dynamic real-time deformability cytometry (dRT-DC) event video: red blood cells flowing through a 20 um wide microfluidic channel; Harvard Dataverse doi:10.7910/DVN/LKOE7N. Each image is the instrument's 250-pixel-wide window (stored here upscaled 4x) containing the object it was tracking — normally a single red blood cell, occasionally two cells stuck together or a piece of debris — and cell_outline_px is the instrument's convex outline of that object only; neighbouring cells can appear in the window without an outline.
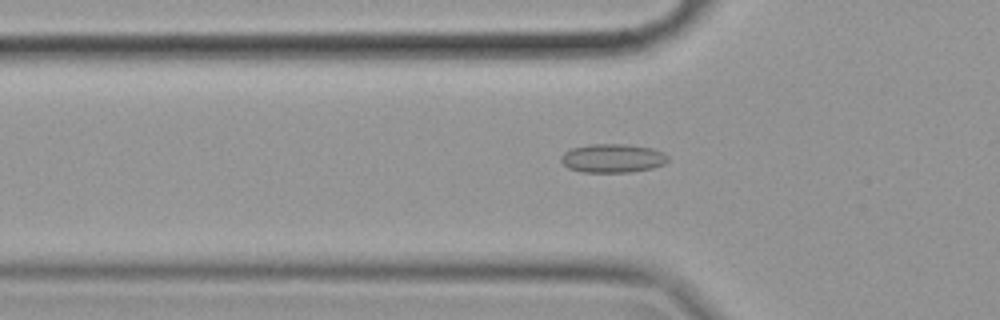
{"species": "common noctule bat (a hibernating species)", "species_latin": "Nyctalus noctula", "temperature_condition": "cold", "stored_images_in_passage": 52, "camera_frame_rate_fps": 3000, "um_per_image_px": 0.085, "animal": {"sex": "female", "body_mass_g": 19.9}, "frame": {"image": 1, "passage_image": 14, "time_ms": 4.333, "image_size_px": [1000, 320], "cell_outline_px": [[668, 160], [664, 164], [652, 168], [628, 172], [580, 172], [568, 168], [560, 160], [560, 156], [564, 152], [572, 148], [588, 144], [628, 144], [652, 148], [664, 152], [668, 156]], "centroid_in_image_um": [52.06, 13.44], "position_along_channel_um": 73.7, "area_um2": 18.03}}
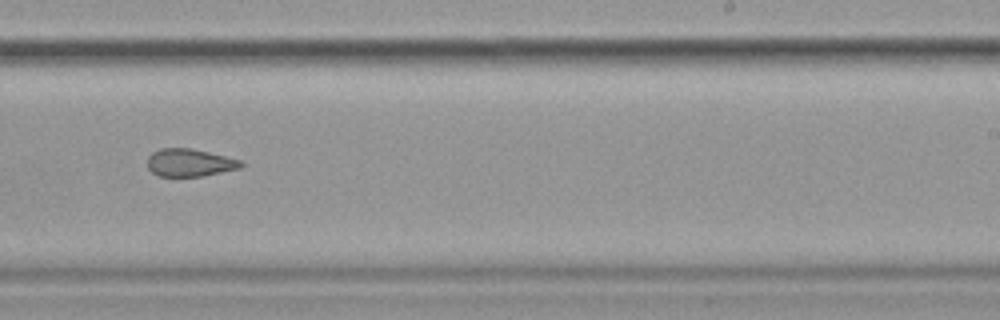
{"frame": {"image": 2, "passage_image": 31, "time_ms": 10.0, "image_size_px": [1000, 320], "cell_outline_px": [[244, 164], [240, 168], [204, 176], [160, 176], [152, 172], [148, 168], [148, 156], [152, 152], [160, 148], [192, 148], [240, 160]], "centroid_in_image_um": [16.11, 13.82], "position_along_channel_um": 272.9, "area_um2": 15.03}}
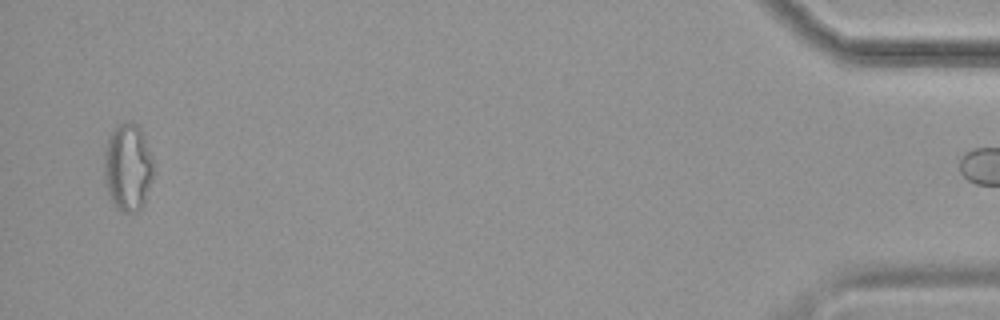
{"frame": {"image": 3, "passage_image": 51, "time_ms": 16.667, "image_size_px": [1000, 320], "cell_outline_px": [[152, 180], [144, 204], [136, 212], [120, 212], [116, 208], [108, 196], [104, 176], [104, 152], [108, 132], [116, 124], [124, 120], [132, 120], [140, 128], [152, 160]], "centroid_in_image_um": [10.82, 14.19], "position_along_channel_um": 424.4, "area_um2": 25.61}}